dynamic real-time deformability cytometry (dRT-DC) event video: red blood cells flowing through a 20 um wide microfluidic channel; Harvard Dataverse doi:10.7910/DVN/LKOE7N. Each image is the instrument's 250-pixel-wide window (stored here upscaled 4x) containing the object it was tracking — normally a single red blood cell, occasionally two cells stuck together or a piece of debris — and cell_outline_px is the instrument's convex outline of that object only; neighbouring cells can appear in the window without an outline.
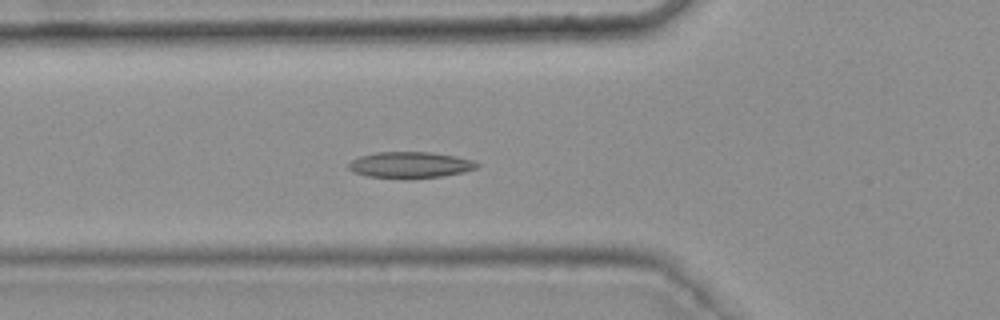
{"species": "common noctule bat (a hibernating species)", "species_latin": "Nyctalus noctula", "temperature_condition": "warm", "stored_images_in_passage": 29, "camera_frame_rate_fps": 3000, "um_per_image_px": 0.085, "animal": {"sex": "female", "body_mass_g": 25.1}, "frame": {"image": 1, "passage_image": 2, "time_ms": 0.333, "image_size_px": [1000, 320], "cell_outline_px": [[480, 164], [476, 168], [464, 172], [444, 176], [404, 180], [368, 176], [352, 172], [348, 168], [348, 164], [352, 160], [360, 156], [376, 152], [432, 152], [456, 156], [472, 160]], "centroid_in_image_um": [34.85, 14.03], "position_along_channel_um": 90.9, "area_um2": 20.0}}
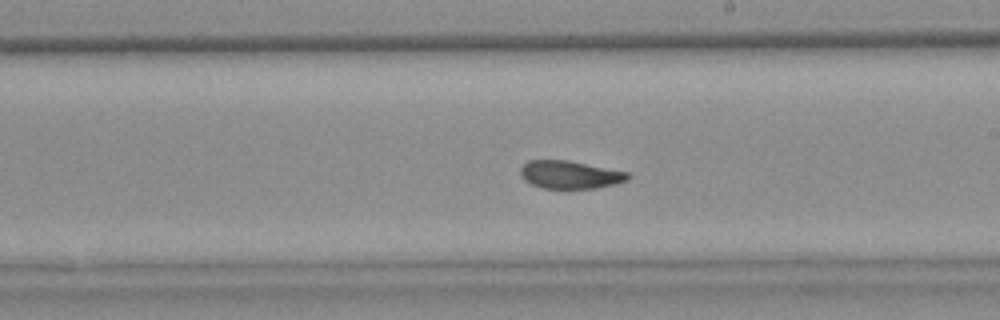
{"frame": {"image": 2, "passage_image": 14, "time_ms": 4.333, "image_size_px": [1000, 320], "cell_outline_px": [[632, 176], [628, 180], [616, 184], [596, 188], [544, 188], [532, 184], [524, 180], [520, 176], [520, 168], [528, 160], [568, 160], [628, 172]], "centroid_in_image_um": [48.46, 14.84], "position_along_channel_um": 240.5, "area_um2": 17.51}}
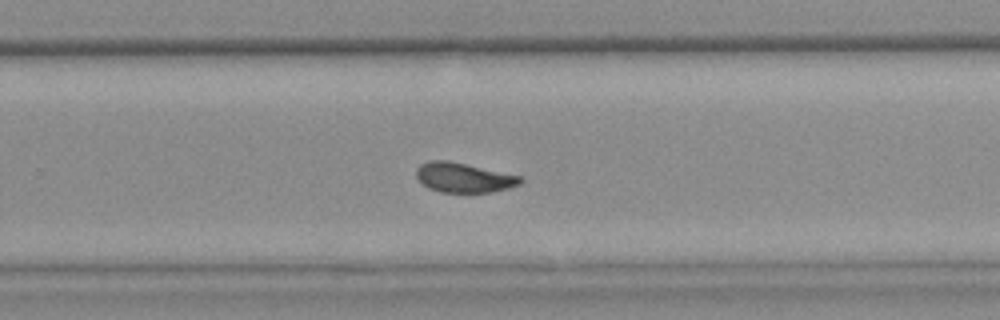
{"frame": {"image": 3, "passage_image": 18, "time_ms": 5.667, "image_size_px": [1000, 320], "cell_outline_px": [[524, 180], [520, 184], [508, 188], [492, 192], [440, 192], [428, 188], [416, 176], [416, 168], [420, 164], [428, 160], [448, 160], [520, 176]], "centroid_in_image_um": [39.39, 15.09], "position_along_channel_um": 290.4, "area_um2": 17.92}}